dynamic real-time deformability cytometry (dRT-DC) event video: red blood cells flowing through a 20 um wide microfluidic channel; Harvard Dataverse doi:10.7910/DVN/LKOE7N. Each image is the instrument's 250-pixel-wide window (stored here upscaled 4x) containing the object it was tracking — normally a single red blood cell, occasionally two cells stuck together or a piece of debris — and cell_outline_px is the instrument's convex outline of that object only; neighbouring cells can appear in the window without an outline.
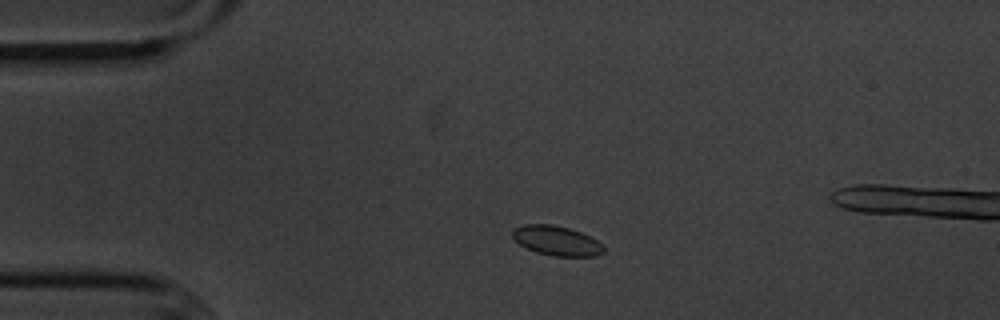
{"species": "common noctule bat (a hibernating species)", "species_latin": "Nyctalus noctula", "temperature_condition": "cold", "stored_images_in_passage": 13, "camera_frame_rate_fps": 3000, "um_per_image_px": 0.085, "animal": {"sex": "male", "body_mass_g": 20.1, "forearm_length_mm": 53.5}, "frame": {"image": 1, "passage_image": 8, "time_ms": 2.333, "image_size_px": [1000, 320], "cell_outline_px": [[604, 252], [592, 256], [552, 256], [536, 252], [520, 244], [512, 236], [512, 228], [524, 224], [552, 224], [568, 228], [580, 232], [604, 244]], "centroid_in_image_um": [47.3, 20.45], "position_along_channel_um": 37.7, "area_um2": 15.66}}